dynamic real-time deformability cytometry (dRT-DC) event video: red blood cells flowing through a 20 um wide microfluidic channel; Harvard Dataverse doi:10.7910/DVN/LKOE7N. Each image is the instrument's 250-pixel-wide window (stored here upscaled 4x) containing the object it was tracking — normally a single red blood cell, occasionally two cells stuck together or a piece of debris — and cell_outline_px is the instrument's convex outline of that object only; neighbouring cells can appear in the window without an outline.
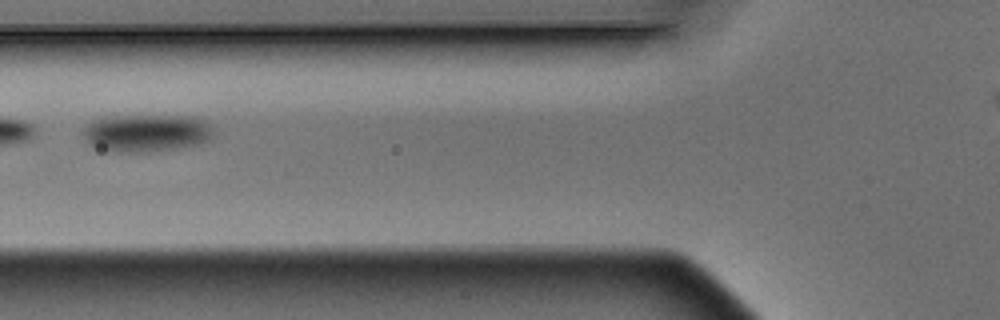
{"species": "Egyptian fruit bat (a non-hibernating species)", "species_latin": "Rousettus aegyptiacus", "temperature_condition": "warm", "stored_images_in_passage": 7, "camera_frame_rate_fps": 3000, "um_per_image_px": 0.085, "animal": {"sex": "male"}, "frame": {"image": 1, "passage_image": 3, "time_ms": 0.667, "image_size_px": [1000, 320], "cell_outline_px": [[212, 136], [208, 140], [200, 144], [144, 152], [120, 152], [104, 148], [92, 144], [84, 140], [84, 128], [92, 120], [112, 116], [192, 116], [204, 120], [212, 128]], "centroid_in_image_um": [12.47, 11.28], "position_along_channel_um": 113.3, "area_um2": 27.98}}
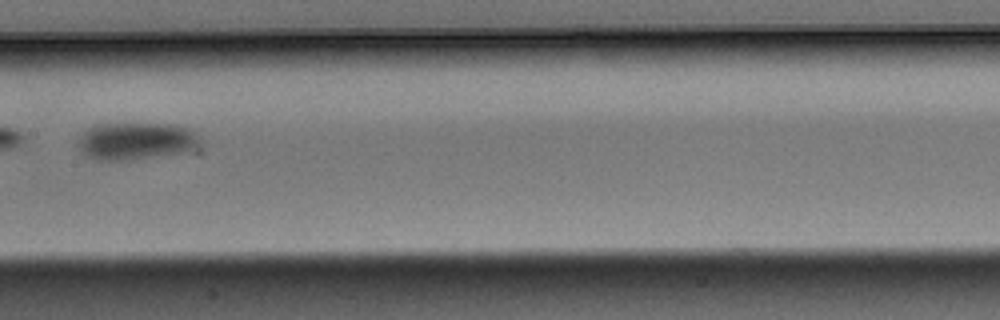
{"frame": {"image": 2, "passage_image": 5, "time_ms": 1.333, "image_size_px": [1000, 320], "cell_outline_px": [[204, 144], [188, 152], [132, 160], [100, 160], [88, 156], [80, 148], [80, 136], [92, 124], [176, 124], [188, 128], [196, 132], [204, 140]], "centroid_in_image_um": [11.69, 11.99], "position_along_channel_um": 195.7, "area_um2": 26.88}}
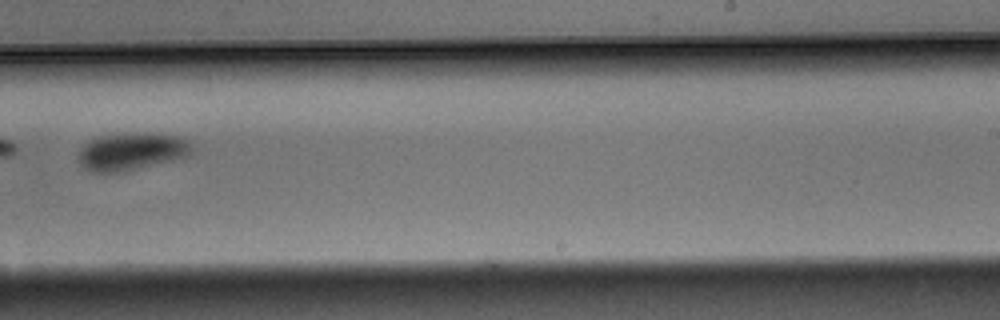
{"frame": {"image": 3, "passage_image": 7, "time_ms": 2.0, "image_size_px": [1000, 320], "cell_outline_px": [[196, 152], [192, 156], [124, 172], [92, 172], [80, 164], [76, 156], [84, 144], [100, 136], [132, 132], [156, 132], [180, 136]], "centroid_in_image_um": [11.23, 12.87], "position_along_channel_um": 277.8, "area_um2": 25.37}}